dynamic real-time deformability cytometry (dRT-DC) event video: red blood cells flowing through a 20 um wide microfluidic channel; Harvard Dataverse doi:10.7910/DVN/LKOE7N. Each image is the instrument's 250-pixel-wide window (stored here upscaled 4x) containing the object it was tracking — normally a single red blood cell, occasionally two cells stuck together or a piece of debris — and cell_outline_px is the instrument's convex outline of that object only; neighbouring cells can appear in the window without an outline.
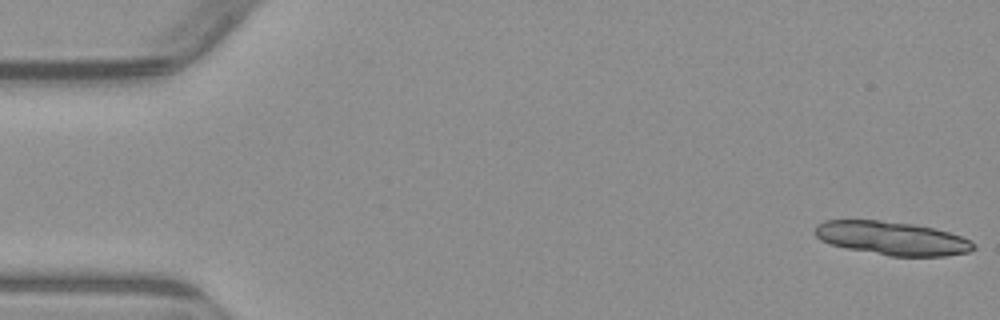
{"species": "common noctule bat (a hibernating species)", "species_latin": "Nyctalus noctula", "temperature_condition": "warm", "stored_images_in_passage": 5, "camera_frame_rate_fps": 3000, "um_per_image_px": 0.085, "animal": {"sex": "male", "body_mass_g": 23.1, "forearm_length_mm": 52.7}, "frame": {"image": 1, "passage_image": 1, "time_ms": 0.0, "image_size_px": [1000, 320], "cell_outline_px": [[976, 248], [968, 252], [944, 256], [888, 256], [848, 248], [832, 244], [820, 240], [816, 236], [816, 224], [824, 220], [880, 220], [912, 224], [932, 228], [948, 232], [972, 240], [976, 244]], "centroid_in_image_um": [75.84, 20.25], "position_along_channel_um": 9.2, "area_um2": 30.87}}
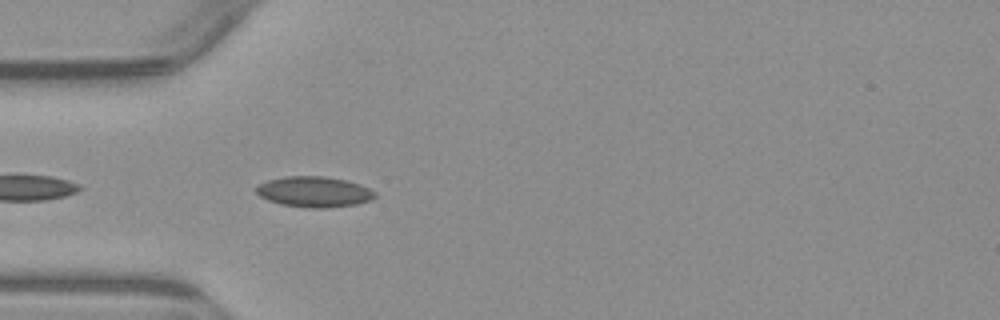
{"frame": {"image": 2, "passage_image": 5, "time_ms": 5.0, "image_size_px": [1000, 320], "cell_outline_px": [[376, 196], [372, 200], [356, 204], [328, 208], [308, 208], [280, 204], [268, 200], [260, 196], [256, 192], [256, 188], [260, 184], [268, 180], [284, 176], [324, 176], [344, 180], [360, 184], [376, 192]], "centroid_in_image_um": [26.71, 16.31], "position_along_channel_um": 58.3, "area_um2": 21.21}}